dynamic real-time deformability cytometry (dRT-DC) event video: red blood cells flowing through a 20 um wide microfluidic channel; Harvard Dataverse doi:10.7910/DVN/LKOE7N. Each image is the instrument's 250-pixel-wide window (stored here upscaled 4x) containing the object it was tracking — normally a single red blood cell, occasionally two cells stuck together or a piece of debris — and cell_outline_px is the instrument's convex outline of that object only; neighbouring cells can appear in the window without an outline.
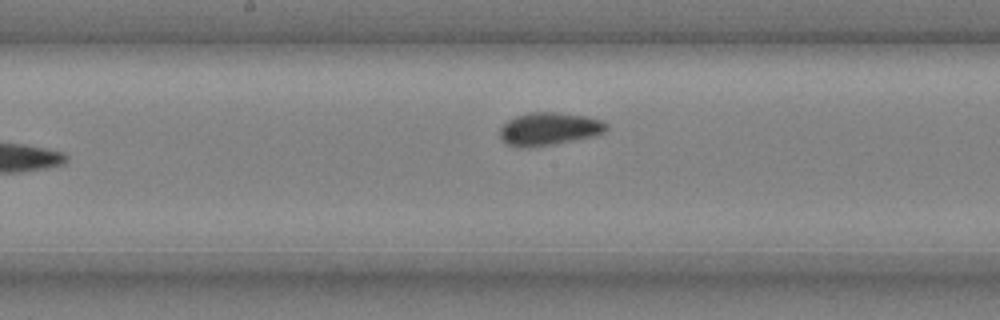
{"species": "common noctule bat (a hibernating species)", "species_latin": "Nyctalus noctula", "temperature_condition": "cold", "stored_images_in_passage": 10, "camera_frame_rate_fps": 3000, "um_per_image_px": 0.085, "animal": {"sex": "male", "body_mass_g": 20.4}, "frame": {"image": 1, "passage_image": 9, "time_ms": 2.667, "image_size_px": [1000, 320], "cell_outline_px": [[608, 128], [604, 132], [596, 136], [552, 144], [528, 148], [508, 144], [500, 140], [500, 128], [508, 120], [516, 116], [528, 112], [560, 112], [588, 116], [600, 120], [608, 124]], "centroid_in_image_um": [46.69, 10.94], "position_along_channel_um": 201.5, "area_um2": 20.52}}
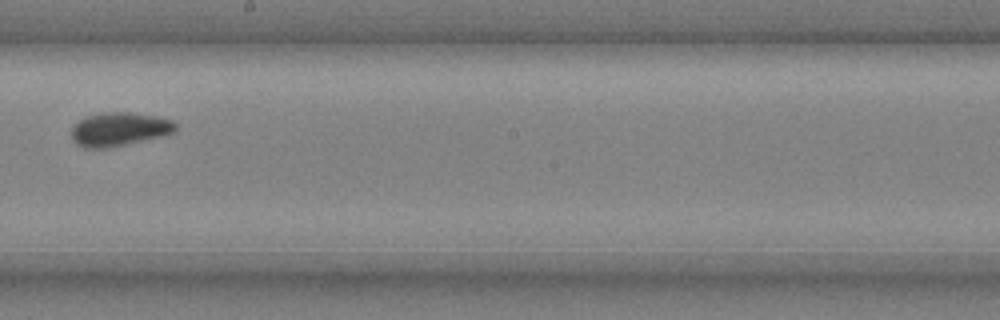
{"frame": {"image": 2, "passage_image": 10, "time_ms": 3.0, "image_size_px": [1000, 320], "cell_outline_px": [[176, 128], [172, 132], [160, 136], [108, 148], [84, 148], [76, 144], [72, 140], [72, 128], [84, 116], [104, 112], [128, 112], [156, 116], [172, 120], [176, 124]], "centroid_in_image_um": [10.09, 10.98], "position_along_channel_um": 238.1, "area_um2": 20.23}}